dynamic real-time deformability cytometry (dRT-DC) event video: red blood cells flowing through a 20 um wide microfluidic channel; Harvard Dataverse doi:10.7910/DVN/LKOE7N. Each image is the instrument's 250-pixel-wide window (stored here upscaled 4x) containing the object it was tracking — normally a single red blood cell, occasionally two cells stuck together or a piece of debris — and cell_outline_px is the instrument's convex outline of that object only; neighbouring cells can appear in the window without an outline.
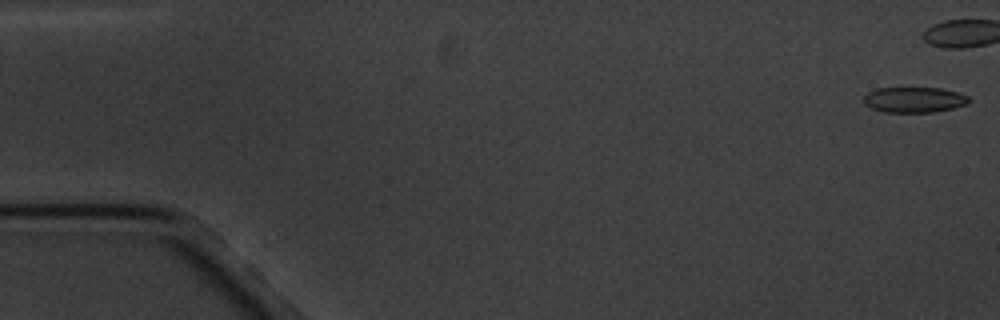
{"species": "common noctule bat (a hibernating species)", "species_latin": "Nyctalus noctula", "temperature_condition": "cold", "stored_images_in_passage": 10, "camera_frame_rate_fps": 3000, "um_per_image_px": 0.085, "animal": {"sex": "male", "body_mass_g": 20.1, "forearm_length_mm": 53.5}, "frame": {"image": 1, "passage_image": 1, "time_ms": 0.0, "image_size_px": [1000, 320], "cell_outline_px": [[972, 100], [964, 104], [952, 108], [936, 112], [884, 112], [872, 108], [864, 104], [860, 100], [868, 92], [876, 88], [940, 88], [956, 92], [968, 96]], "centroid_in_image_um": [77.65, 8.48], "position_along_channel_um": 7.3, "area_um2": 15.66}}
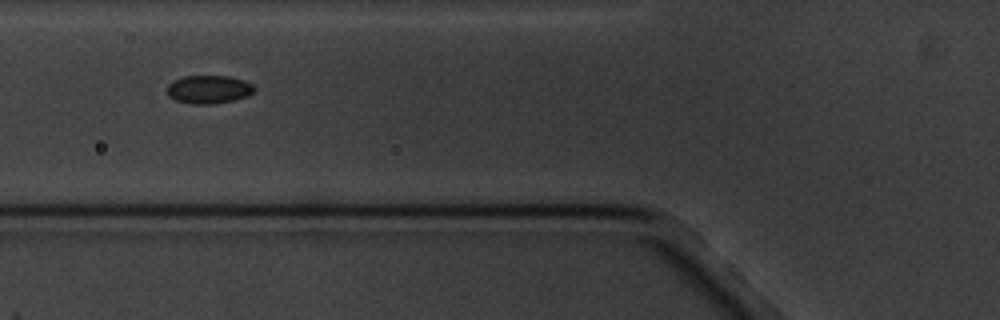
{"frame": {"image": 2, "passage_image": 7, "time_ms": 7.667, "image_size_px": [1000, 320], "cell_outline_px": [[256, 92], [248, 96], [232, 100], [208, 104], [192, 104], [176, 100], [168, 96], [168, 84], [172, 80], [184, 76], [228, 76], [244, 80], [252, 84], [256, 88]], "centroid_in_image_um": [17.76, 7.59], "position_along_channel_um": 108.0, "area_um2": 14.39}}
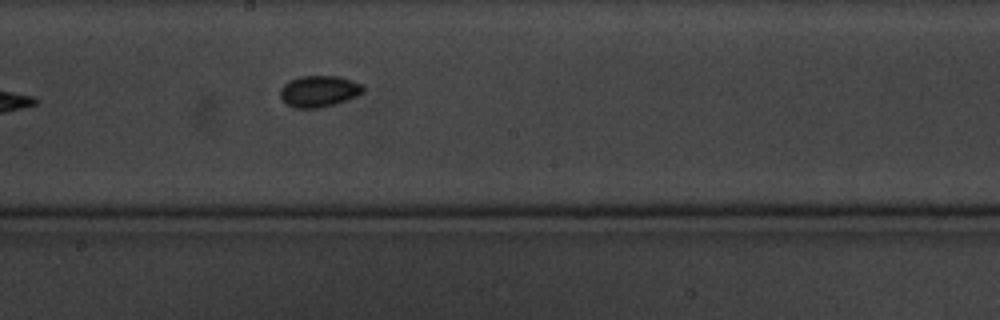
{"frame": {"image": 3, "passage_image": 10, "time_ms": 11.0, "image_size_px": [1000, 320], "cell_outline_px": [[364, 92], [356, 96], [320, 108], [292, 108], [284, 104], [280, 96], [280, 88], [288, 80], [300, 76], [340, 76], [364, 84]], "centroid_in_image_um": [27.08, 7.75], "position_along_channel_um": 221.1, "area_um2": 15.37}}